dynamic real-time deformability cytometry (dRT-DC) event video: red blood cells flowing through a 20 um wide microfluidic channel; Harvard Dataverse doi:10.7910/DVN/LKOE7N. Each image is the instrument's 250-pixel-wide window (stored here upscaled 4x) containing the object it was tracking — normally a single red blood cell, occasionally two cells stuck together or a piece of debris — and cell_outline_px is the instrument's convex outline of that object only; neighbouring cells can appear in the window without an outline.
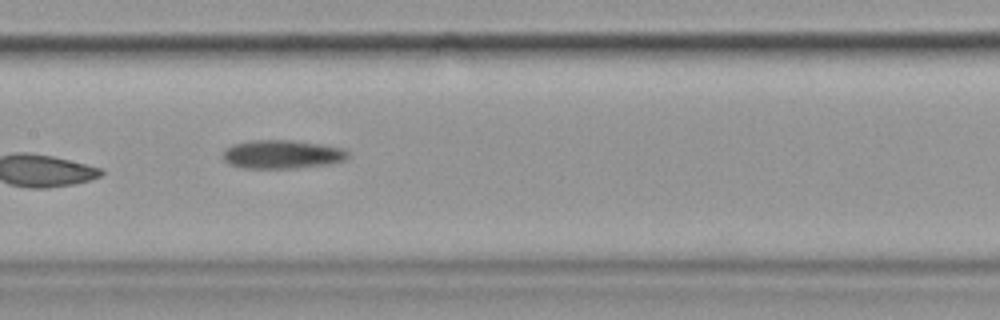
{"species": "common noctule bat (a hibernating species)", "species_latin": "Nyctalus noctula", "temperature_condition": "cold", "stored_images_in_passage": 10, "camera_frame_rate_fps": 3000, "um_per_image_px": 0.085, "animal": {"sex": "female", "body_mass_g": 19.9}, "frame": {"image": 1, "passage_image": 7, "time_ms": 7.0, "image_size_px": [1000, 320], "cell_outline_px": [[348, 156], [344, 160], [328, 164], [296, 168], [240, 168], [228, 164], [224, 160], [224, 148], [232, 144], [248, 140], [296, 140], [324, 144], [344, 148], [348, 152]], "centroid_in_image_um": [23.96, 13.11], "position_along_channel_um": 183.4, "area_um2": 21.15}}